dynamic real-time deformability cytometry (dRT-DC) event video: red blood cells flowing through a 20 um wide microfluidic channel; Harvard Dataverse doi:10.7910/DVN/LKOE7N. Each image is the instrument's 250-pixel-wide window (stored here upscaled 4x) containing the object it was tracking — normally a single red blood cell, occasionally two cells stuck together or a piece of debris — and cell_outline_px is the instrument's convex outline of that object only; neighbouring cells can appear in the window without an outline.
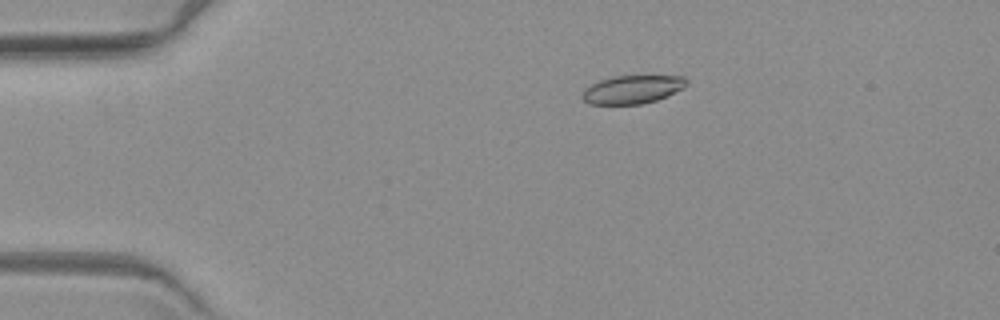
{"species": "common noctule bat (a hibernating species)", "species_latin": "Nyctalus noctula", "temperature_condition": "warm", "stored_images_in_passage": 5, "camera_frame_rate_fps": 3000, "um_per_image_px": 0.085, "animal": {"sex": "female", "body_mass_g": 19.3, "forearm_length_mm": 54.1}, "frame": {"image": 1, "passage_image": 4, "time_ms": 3.667, "image_size_px": [1000, 320], "cell_outline_px": [[688, 84], [684, 88], [656, 100], [640, 104], [588, 104], [580, 96], [584, 88], [600, 80], [612, 76], [684, 76], [688, 80]], "centroid_in_image_um": [53.74, 7.6], "position_along_channel_um": 31.3, "area_um2": 17.22}}